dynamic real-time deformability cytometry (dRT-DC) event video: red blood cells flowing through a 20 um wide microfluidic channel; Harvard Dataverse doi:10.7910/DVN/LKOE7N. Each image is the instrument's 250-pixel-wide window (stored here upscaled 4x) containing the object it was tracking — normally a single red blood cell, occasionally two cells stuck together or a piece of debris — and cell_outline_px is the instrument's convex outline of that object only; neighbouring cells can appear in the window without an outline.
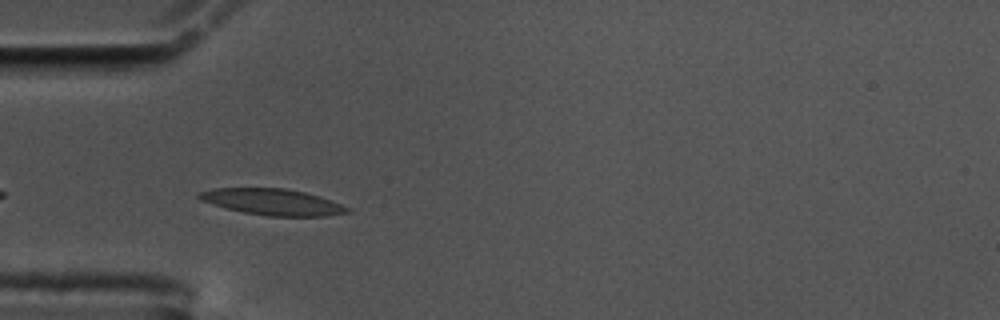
{"species": "common noctule bat (a hibernating species)", "species_latin": "Nyctalus noctula", "temperature_condition": "cold", "stored_images_in_passage": 32, "camera_frame_rate_fps": 3000, "um_per_image_px": 0.085, "animal": {"sex": "male", "body_mass_g": 17.5, "forearm_length_mm": 52.3}, "frame": {"image": 1, "passage_image": 3, "time_ms": 0.667, "image_size_px": [1000, 320], "cell_outline_px": [[352, 212], [324, 216], [268, 216], [244, 212], [224, 208], [200, 200], [196, 196], [200, 192], [212, 188], [284, 188], [304, 192], [320, 196], [352, 208]], "centroid_in_image_um": [23.18, 17.17], "position_along_channel_um": 61.8, "area_um2": 22.77}}
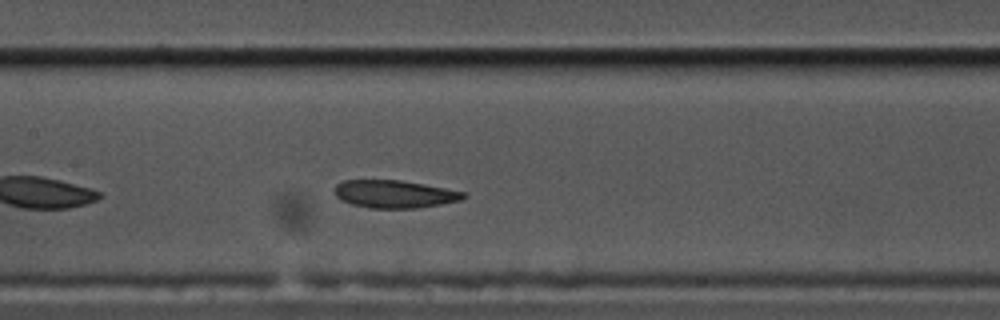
{"frame": {"image": 2, "passage_image": 13, "time_ms": 4.0, "image_size_px": [1000, 320], "cell_outline_px": [[468, 196], [460, 200], [420, 208], [368, 208], [352, 204], [340, 200], [336, 196], [336, 184], [344, 180], [400, 180], [424, 184], [464, 192]], "centroid_in_image_um": [33.52, 16.5], "position_along_channel_um": 173.9, "area_um2": 20.75}}
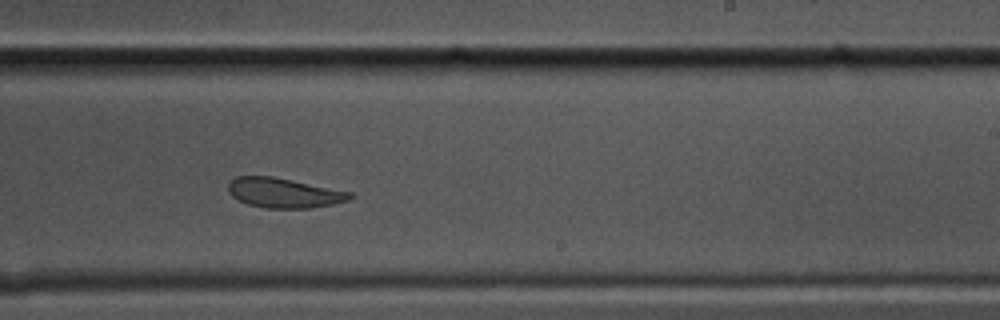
{"frame": {"image": 3, "passage_image": 21, "time_ms": 6.667, "image_size_px": [1000, 320], "cell_outline_px": [[356, 196], [348, 200], [332, 204], [308, 208], [264, 208], [248, 204], [232, 196], [228, 192], [228, 184], [236, 176], [272, 176], [352, 192]], "centroid_in_image_um": [24.14, 16.39], "position_along_channel_um": 264.9, "area_um2": 21.04}, "authors_computed_cell_mechanics": {"area_um2": 21.6172, "velocity_mm_per_s": 3.4169, "shape_relaxation_time_tau1_ms": null, "shape_relaxation_time_tau2_ms": 2.7952, "deformation_change_tau1": null, "deformation_change_tau2": 0.0759}}